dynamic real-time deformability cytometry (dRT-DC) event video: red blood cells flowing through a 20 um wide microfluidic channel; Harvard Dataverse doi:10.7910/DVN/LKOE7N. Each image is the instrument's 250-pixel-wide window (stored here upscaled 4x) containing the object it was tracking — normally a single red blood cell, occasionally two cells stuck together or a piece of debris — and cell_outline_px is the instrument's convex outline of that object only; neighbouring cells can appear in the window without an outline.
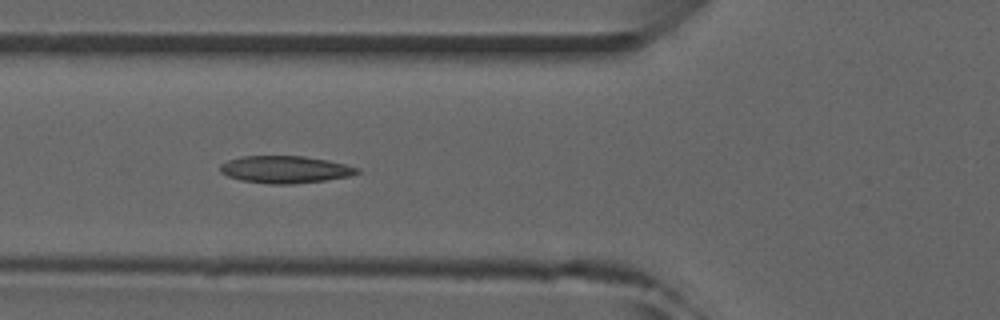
{"species": "common noctule bat (a hibernating species)", "species_latin": "Nyctalus noctula", "temperature_condition": "room temperature", "stored_images_in_passage": 9, "camera_frame_rate_fps": 3000, "um_per_image_px": 0.085, "animal": {"sex": "male", "forearm_length_mm": 52.5}, "frame": {"image": 1, "passage_image": 6, "time_ms": 6.667, "image_size_px": [1000, 320], "cell_outline_px": [[360, 172], [352, 176], [324, 180], [292, 184], [268, 184], [240, 180], [228, 176], [220, 172], [220, 164], [228, 160], [244, 156], [304, 156], [328, 160], [360, 168]], "centroid_in_image_um": [24.24, 14.41], "position_along_channel_um": 101.6, "area_um2": 21.79}}
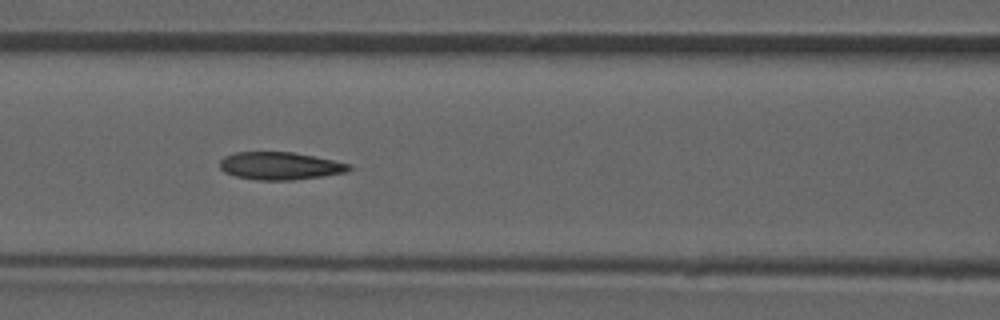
{"frame": {"image": 2, "passage_image": 7, "time_ms": 7.667, "image_size_px": [1000, 320], "cell_outline_px": [[352, 168], [348, 172], [324, 176], [292, 180], [256, 180], [236, 176], [224, 172], [220, 168], [220, 160], [224, 156], [236, 152], [292, 152], [352, 164]], "centroid_in_image_um": [23.81, 14.1], "position_along_channel_um": 142.8, "area_um2": 20.87}}